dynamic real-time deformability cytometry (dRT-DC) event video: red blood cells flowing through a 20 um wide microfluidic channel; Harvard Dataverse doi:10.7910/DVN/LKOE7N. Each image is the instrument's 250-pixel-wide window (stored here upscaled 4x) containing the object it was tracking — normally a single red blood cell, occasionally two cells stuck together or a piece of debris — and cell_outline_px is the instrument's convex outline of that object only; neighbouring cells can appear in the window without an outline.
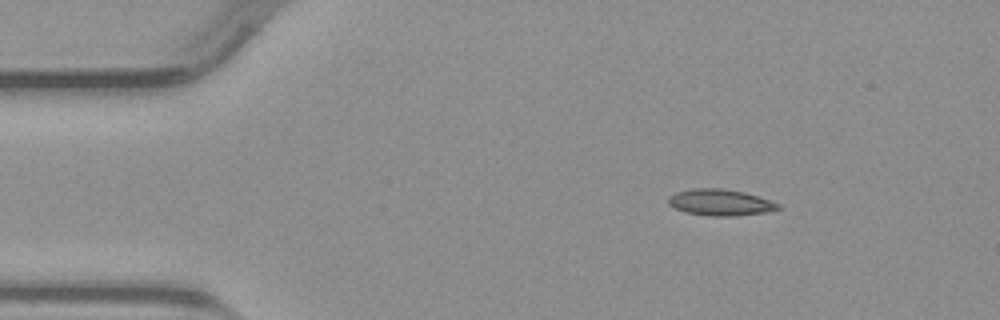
{"species": "common noctule bat (a hibernating species)", "species_latin": "Nyctalus noctula", "temperature_condition": "warm", "stored_images_in_passage": 44, "camera_frame_rate_fps": 3000, "um_per_image_px": 0.085, "animal": {"sex": "male", "body_mass_g": 23.1, "forearm_length_mm": 52.7}, "frame": {"image": 1, "passage_image": 1, "time_ms": 0.0, "image_size_px": [1000, 320], "cell_outline_px": [[780, 208], [768, 212], [736, 216], [708, 216], [684, 212], [668, 204], [668, 196], [676, 192], [692, 188], [724, 188], [744, 192], [780, 204]], "centroid_in_image_um": [61.19, 17.21], "position_along_channel_um": 23.8, "area_um2": 16.94}}
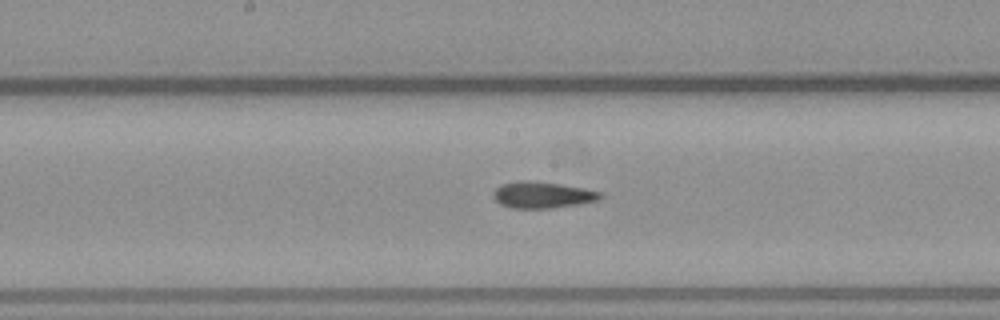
{"frame": {"image": 2, "passage_image": 19, "time_ms": 6.0, "image_size_px": [1000, 320], "cell_outline_px": [[604, 196], [600, 200], [580, 204], [552, 208], [512, 208], [500, 204], [492, 196], [492, 192], [500, 184], [516, 180], [528, 180], [560, 184], [584, 188], [604, 192]], "centroid_in_image_um": [46.12, 16.56], "position_along_channel_um": 202.1, "area_um2": 16.82}}
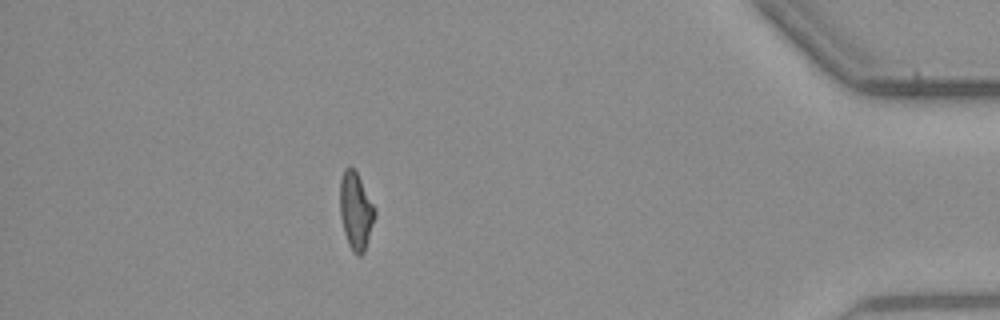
{"frame": {"image": 3, "passage_image": 38, "time_ms": 12.333, "image_size_px": [1000, 320], "cell_outline_px": [[376, 216], [364, 252], [360, 256], [356, 256], [352, 252], [348, 244], [344, 232], [340, 216], [340, 180], [344, 168], [356, 168], [376, 208]], "centroid_in_image_um": [30.26, 17.91], "position_along_channel_um": 404.9, "area_um2": 16.13}}